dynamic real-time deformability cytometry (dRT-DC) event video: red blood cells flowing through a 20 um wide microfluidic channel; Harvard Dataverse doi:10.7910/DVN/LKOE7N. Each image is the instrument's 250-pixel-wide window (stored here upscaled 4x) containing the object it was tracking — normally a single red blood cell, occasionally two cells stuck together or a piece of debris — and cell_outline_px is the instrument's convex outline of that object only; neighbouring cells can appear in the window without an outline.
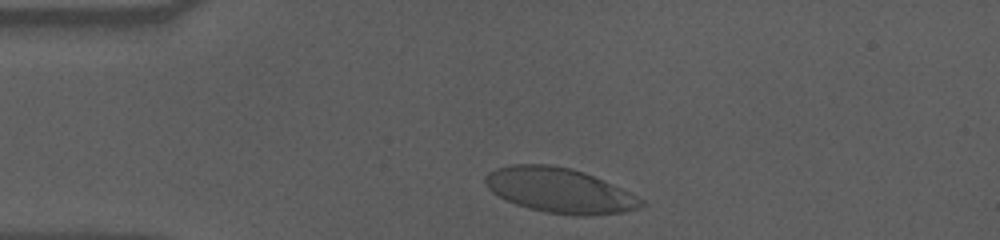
{"species": "human", "species_latin": "Homo sapiens", "temperature_condition": "cold", "stored_images_in_passage": 37, "camera_frame_rate_fps": 3000, "um_per_image_px": 0.085, "donor": {"sex": "male"}, "frame": {"image": 1, "passage_image": 3, "time_ms": 0.667, "image_size_px": [1000, 240], "cell_outline_px": [[644, 204], [640, 208], [624, 212], [588, 216], [572, 216], [544, 212], [528, 208], [516, 204], [492, 192], [484, 184], [484, 176], [488, 172], [496, 168], [512, 164], [548, 164], [572, 168], [584, 172], [604, 180], [644, 200]], "centroid_in_image_um": [47.55, 16.19], "position_along_channel_um": 37.5, "area_um2": 40.92}}
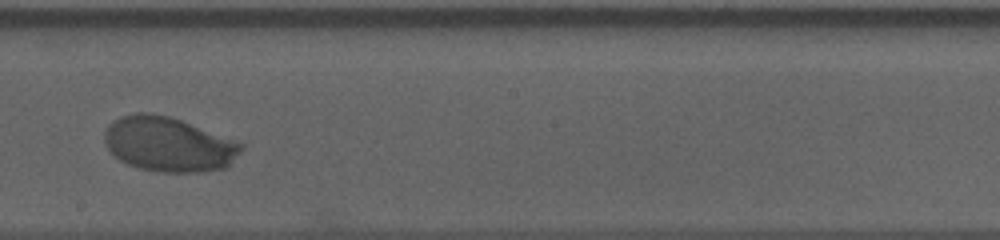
{"frame": {"image": 2, "passage_image": 23, "time_ms": 7.333, "image_size_px": [1000, 240], "cell_outline_px": [[244, 148], [224, 168], [196, 172], [160, 172], [140, 168], [128, 164], [120, 160], [104, 144], [104, 132], [108, 124], [112, 120], [120, 116], [136, 112], [148, 112], [168, 116], [180, 120], [244, 144]], "centroid_in_image_um": [14.27, 12.25], "position_along_channel_um": 233.9, "area_um2": 43.18}}
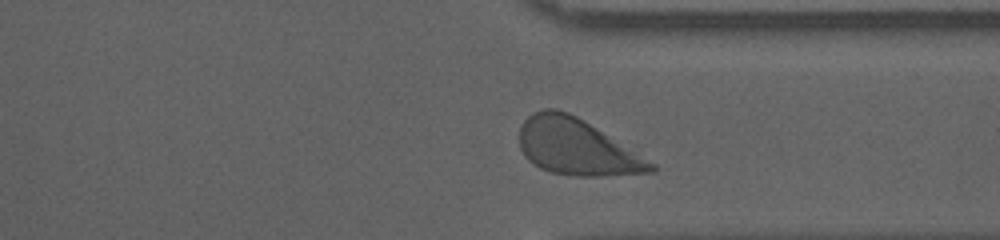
{"frame": {"image": 3, "passage_image": 34, "time_ms": 11.0, "image_size_px": [1000, 240], "cell_outline_px": [[656, 172], [600, 176], [572, 176], [552, 172], [540, 168], [532, 164], [524, 156], [520, 148], [520, 124], [532, 112], [544, 108], [556, 108], [568, 112], [576, 116], [656, 164]], "centroid_in_image_um": [48.98, 12.5], "position_along_channel_um": 362.4, "area_um2": 42.95}, "authors_computed_cell_mechanics": {"area_um2": 42.9454, "velocity_mm_per_s": 3.4898, "shape_relaxation_time_tau1_ms": 4.0069, "shape_relaxation_time_tau2_ms": null, "deformation_change_tau1": 0.1708, "deformation_change_tau2": null}}